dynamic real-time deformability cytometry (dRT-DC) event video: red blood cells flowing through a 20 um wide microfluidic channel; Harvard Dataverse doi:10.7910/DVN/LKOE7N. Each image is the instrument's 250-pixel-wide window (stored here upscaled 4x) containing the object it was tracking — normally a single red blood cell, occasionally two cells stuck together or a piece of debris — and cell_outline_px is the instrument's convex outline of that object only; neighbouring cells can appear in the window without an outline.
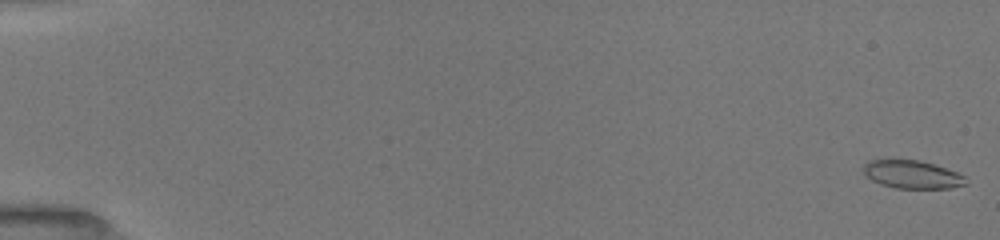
{"species": "common noctule bat (a hibernating species)", "species_latin": "Nyctalus noctula", "temperature_condition": "room temperature", "stored_images_in_passage": 49, "camera_frame_rate_fps": 3000, "um_per_image_px": 0.085, "animal": {"sex": "female", "body_mass_g": 19.5, "forearm_length_mm": 54.1}, "frame": {"image": 1, "passage_image": 1, "time_ms": 0.0, "image_size_px": [1000, 240], "cell_outline_px": [[968, 184], [952, 188], [896, 188], [880, 184], [864, 176], [864, 164], [868, 160], [920, 160], [956, 172], [964, 176], [968, 180]], "centroid_in_image_um": [77.53, 14.84], "position_along_channel_um": 7.5, "area_um2": 16.7}}
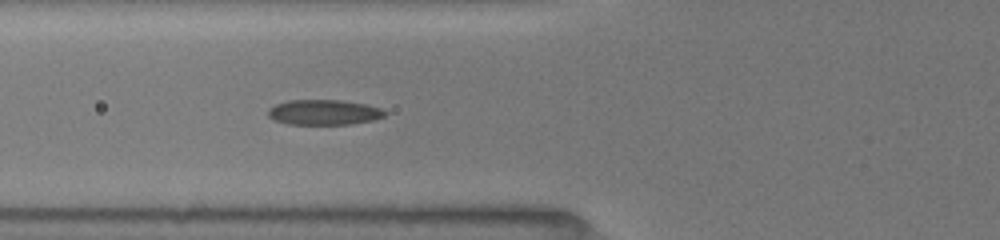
{"frame": {"image": 2, "passage_image": 34, "time_ms": 6.667, "image_size_px": [1000, 240], "cell_outline_px": [[388, 112], [384, 116], [372, 120], [352, 124], [288, 124], [272, 120], [268, 116], [268, 108], [276, 104], [288, 100], [340, 100], [364, 104], [384, 108]], "centroid_in_image_um": [27.53, 9.54], "position_along_channel_um": 98.3, "area_um2": 17.28}}
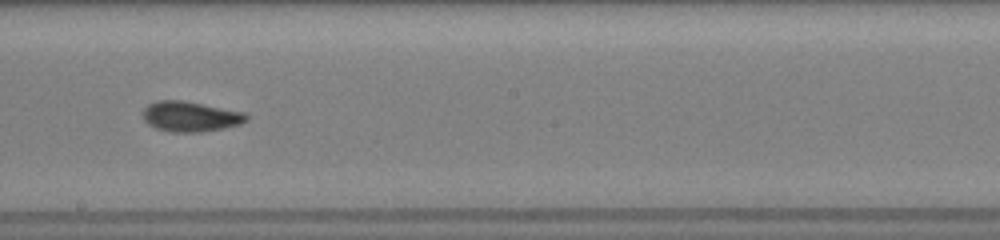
{"frame": {"image": 3, "passage_image": 46, "time_ms": 10.0, "image_size_px": [1000, 240], "cell_outline_px": [[248, 120], [240, 124], [224, 128], [200, 132], [172, 132], [156, 128], [148, 124], [144, 120], [144, 108], [148, 104], [156, 100], [184, 100], [244, 112], [248, 116]], "centroid_in_image_um": [16.19, 9.89], "position_along_channel_um": 232.0, "area_um2": 18.26}}